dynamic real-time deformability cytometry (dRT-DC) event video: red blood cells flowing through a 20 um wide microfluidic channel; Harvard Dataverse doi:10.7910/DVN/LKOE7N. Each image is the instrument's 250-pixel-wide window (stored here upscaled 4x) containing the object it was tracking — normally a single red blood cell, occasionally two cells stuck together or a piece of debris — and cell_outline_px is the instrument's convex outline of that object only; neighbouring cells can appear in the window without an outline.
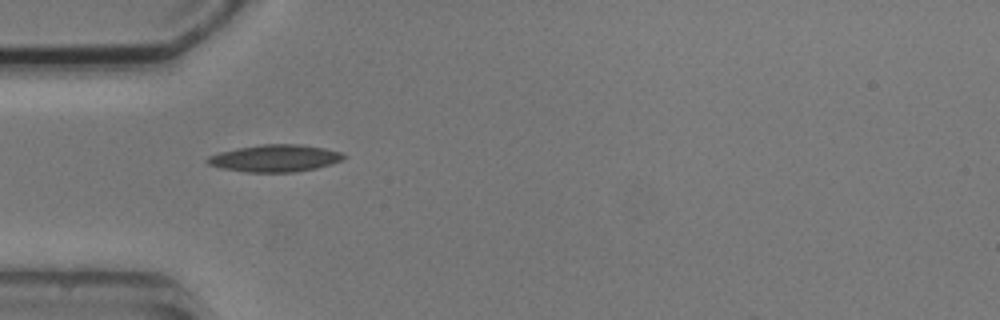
{"species": "common noctule bat (a hibernating species)", "species_latin": "Nyctalus noctula", "temperature_condition": "cold", "stored_images_in_passage": 3, "camera_frame_rate_fps": 3000, "um_per_image_px": 0.085, "animal": {"sex": "male", "body_mass_g": 20.5, "forearm_length_mm": 52.5}, "frame": {"image": 1, "passage_image": 2, "time_ms": 3.667, "image_size_px": [1000, 320], "cell_outline_px": [[348, 156], [332, 164], [316, 168], [296, 172], [244, 172], [224, 168], [208, 164], [204, 160], [208, 156], [220, 152], [260, 144], [300, 144], [324, 148], [340, 152]], "centroid_in_image_um": [23.38, 13.45], "position_along_channel_um": 61.6, "area_um2": 21.44}}